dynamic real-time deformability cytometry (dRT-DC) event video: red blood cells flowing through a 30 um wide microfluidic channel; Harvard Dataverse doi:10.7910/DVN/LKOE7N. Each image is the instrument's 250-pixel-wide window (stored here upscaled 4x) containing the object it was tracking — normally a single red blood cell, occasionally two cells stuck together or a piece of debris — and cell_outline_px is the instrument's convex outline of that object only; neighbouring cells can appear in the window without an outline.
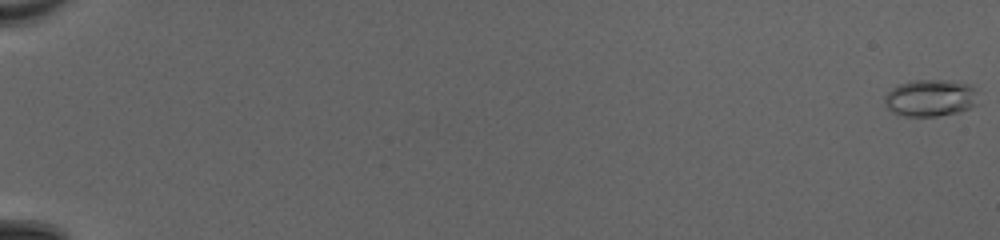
{"species": "common noctule bat (a hibernating species)", "species_latin": "Nyctalus noctula", "temperature_condition": "cold", "stored_images_in_passage": 52, "camera_frame_rate_fps": 3000, "um_per_image_px": 0.085, "animal": {"sex": "female", "body_mass_g": 20.0, "forearm_length_mm": 54.0}, "frame": {"image": 1, "passage_image": 1, "time_ms": 0.0, "image_size_px": [1000, 240], "cell_outline_px": [[980, 104], [960, 112], [940, 116], [904, 116], [892, 112], [884, 104], [884, 96], [896, 84], [912, 80], [948, 80], [972, 84]], "centroid_in_image_um": [79.1, 8.32], "position_along_channel_um": 5.9, "area_um2": 20.63}}
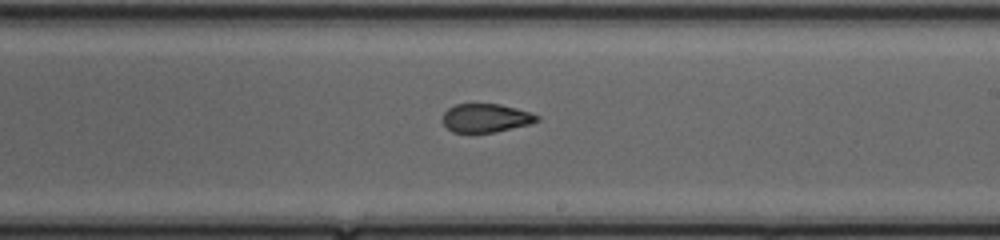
{"frame": {"image": 2, "passage_image": 34, "time_ms": 11.0, "image_size_px": [1000, 240], "cell_outline_px": [[540, 120], [528, 124], [496, 132], [452, 132], [444, 124], [444, 112], [448, 108], [456, 104], [500, 104], [516, 108], [540, 116]], "centroid_in_image_um": [41.3, 10.02], "position_along_channel_um": 247.7, "area_um2": 15.49}}
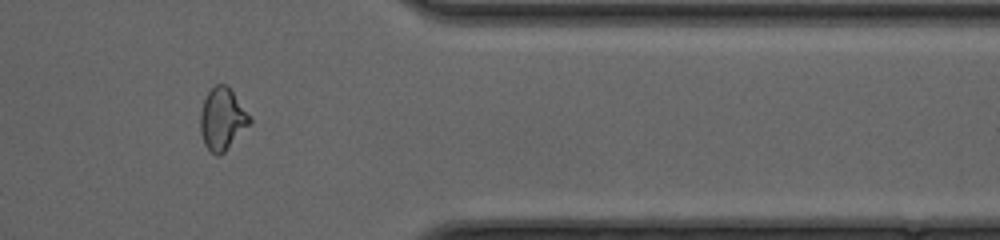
{"frame": {"image": 3, "passage_image": 45, "time_ms": 14.667, "image_size_px": [1000, 240], "cell_outline_px": [[252, 124], [220, 156], [216, 156], [204, 144], [200, 132], [200, 112], [204, 100], [208, 92], [216, 84], [224, 84], [232, 92], [252, 120]], "centroid_in_image_um": [18.89, 10.16], "position_along_channel_um": 392.5, "area_um2": 17.69}, "authors_computed_cell_mechanics": {"area_um2": 17.4845, "velocity_mm_per_s": 4.2259, "shape_relaxation_time_tau1_ms": null, "shape_relaxation_time_tau2_ms": 1.2603, "deformation_change_tau1": null, "deformation_change_tau2": 0.0824}}